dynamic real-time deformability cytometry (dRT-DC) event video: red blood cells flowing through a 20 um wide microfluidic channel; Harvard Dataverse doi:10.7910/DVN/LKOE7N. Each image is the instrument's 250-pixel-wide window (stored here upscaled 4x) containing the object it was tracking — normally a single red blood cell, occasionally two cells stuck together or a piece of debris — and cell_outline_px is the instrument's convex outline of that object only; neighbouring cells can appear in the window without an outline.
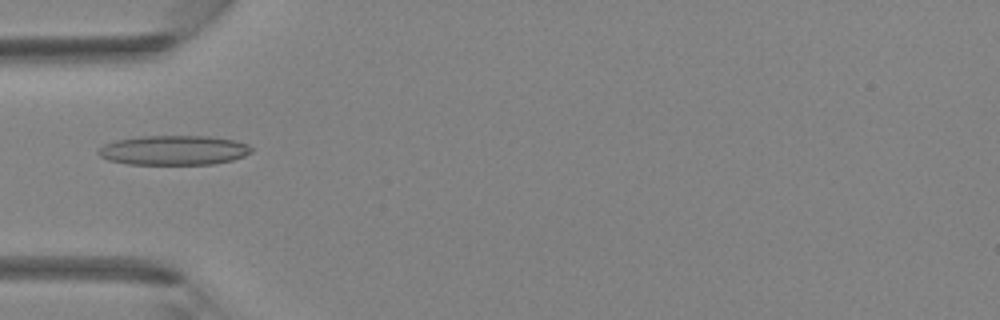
{"species": "Egyptian fruit bat (a non-hibernating species)", "species_latin": "Rousettus aegyptiacus", "temperature_condition": "room temperature", "stored_images_in_passage": 42, "camera_frame_rate_fps": 3000, "um_per_image_px": 0.085, "animal": {"sex": "female"}, "frame": {"image": 1, "passage_image": 14, "time_ms": 4.333, "image_size_px": [1000, 320], "cell_outline_px": [[252, 152], [244, 156], [232, 160], [212, 164], [128, 164], [108, 160], [100, 156], [96, 152], [104, 144], [116, 140], [144, 136], [208, 136], [232, 140], [248, 144], [252, 148]], "centroid_in_image_um": [14.76, 12.77], "position_along_channel_um": 70.2, "area_um2": 26.3}}
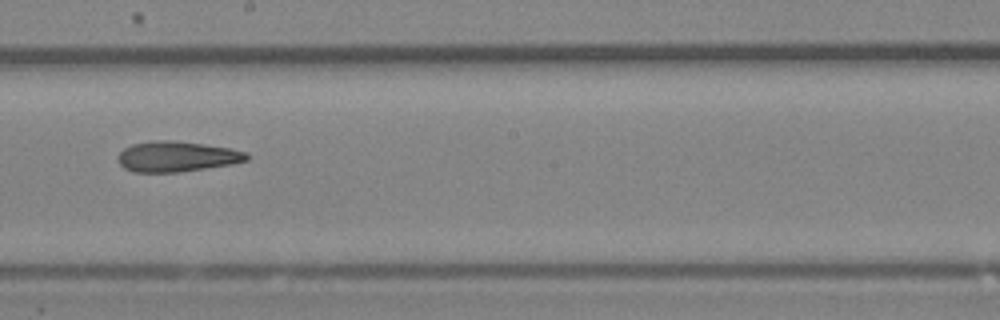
{"frame": {"image": 2, "passage_image": 24, "time_ms": 7.667, "image_size_px": [1000, 320], "cell_outline_px": [[248, 160], [232, 164], [180, 172], [132, 172], [124, 168], [116, 160], [116, 156], [124, 148], [132, 144], [156, 140], [168, 140], [204, 144], [228, 148], [248, 152]], "centroid_in_image_um": [14.99, 13.31], "position_along_channel_um": 233.2, "area_um2": 22.89}}
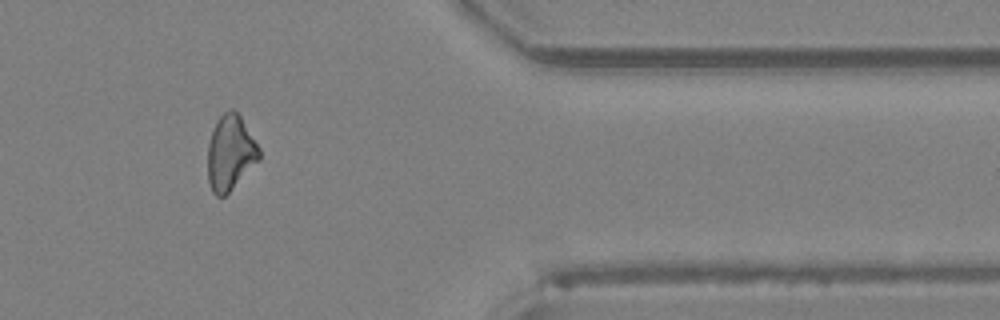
{"frame": {"image": 3, "passage_image": 35, "time_ms": 11.333, "image_size_px": [1000, 320], "cell_outline_px": [[260, 160], [224, 196], [216, 196], [212, 192], [208, 180], [208, 144], [216, 120], [224, 112], [232, 108], [240, 116], [260, 148]], "centroid_in_image_um": [19.58, 12.99], "position_along_channel_um": 391.8, "area_um2": 22.37}}